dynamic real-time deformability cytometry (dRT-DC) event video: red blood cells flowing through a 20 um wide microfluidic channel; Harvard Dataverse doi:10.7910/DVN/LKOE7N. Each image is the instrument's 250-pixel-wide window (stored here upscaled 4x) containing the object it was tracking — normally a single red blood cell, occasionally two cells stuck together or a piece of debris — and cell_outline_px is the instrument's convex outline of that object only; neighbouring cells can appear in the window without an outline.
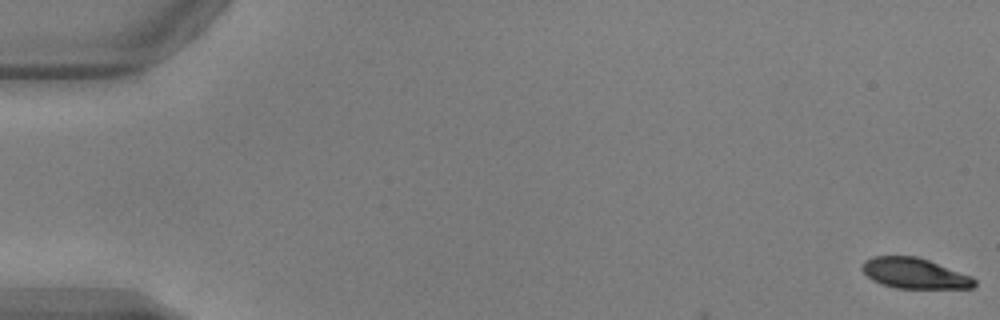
{"species": "common noctule bat (a hibernating species)", "species_latin": "Nyctalus noctula", "temperature_condition": "warm", "stored_images_in_passage": 3, "camera_frame_rate_fps": 3000, "um_per_image_px": 0.085, "animal": {"sex": "male", "body_mass_g": 17.9, "forearm_length_mm": 54.2}, "frame": {"image": 1, "passage_image": 1, "time_ms": 0.0, "image_size_px": [1000, 320], "cell_outline_px": [[976, 284], [972, 288], [896, 288], [880, 284], [872, 280], [860, 268], [864, 260], [872, 256], [916, 256], [928, 260], [972, 276], [976, 280]], "centroid_in_image_um": [77.71, 23.23], "position_along_channel_um": 7.3, "area_um2": 20.0}}